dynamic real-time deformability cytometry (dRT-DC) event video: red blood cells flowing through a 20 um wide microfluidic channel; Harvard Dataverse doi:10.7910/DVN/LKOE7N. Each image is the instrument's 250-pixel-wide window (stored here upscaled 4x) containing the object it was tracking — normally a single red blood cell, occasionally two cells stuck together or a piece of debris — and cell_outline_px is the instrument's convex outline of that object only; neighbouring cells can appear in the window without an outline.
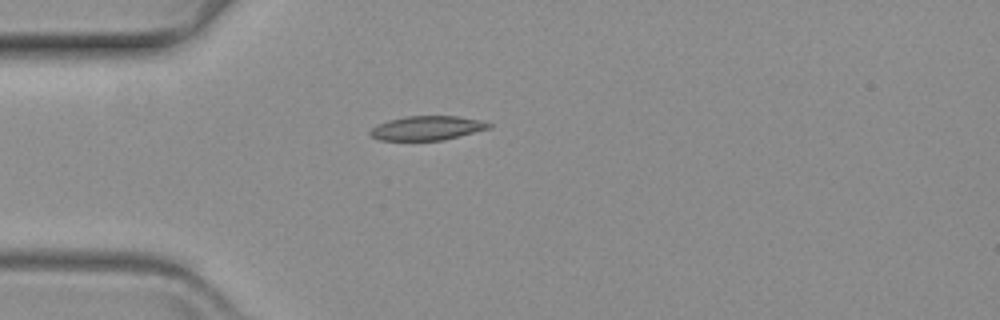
{"species": "common noctule bat (a hibernating species)", "species_latin": "Nyctalus noctula", "temperature_condition": "warm", "stored_images_in_passage": 44, "camera_frame_rate_fps": 3000, "um_per_image_px": 0.085, "animal": {"sex": "female", "body_mass_g": 19.3, "forearm_length_mm": 54.1}, "frame": {"image": 1, "passage_image": 1, "time_ms": 0.0, "image_size_px": [1000, 320], "cell_outline_px": [[492, 128], [444, 140], [380, 140], [372, 136], [368, 132], [376, 124], [388, 120], [404, 116], [456, 116], [480, 120], [492, 124]], "centroid_in_image_um": [36.3, 10.88], "position_along_channel_um": 48.7, "area_um2": 16.82}}
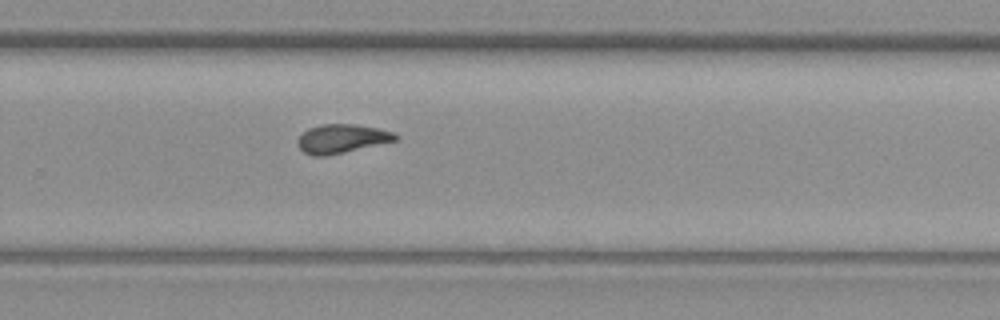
{"frame": {"image": 2, "passage_image": 24, "time_ms": 7.667, "image_size_px": [1000, 320], "cell_outline_px": [[400, 136], [396, 140], [328, 156], [312, 156], [304, 152], [296, 144], [296, 140], [308, 128], [320, 124], [352, 124], [376, 128], [392, 132]], "centroid_in_image_um": [29.0, 11.79], "position_along_channel_um": 300.8, "area_um2": 16.36}}
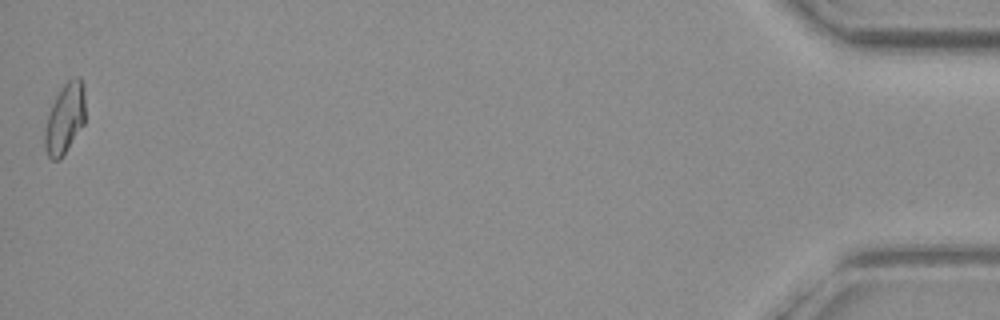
{"frame": {"image": 3, "passage_image": 44, "time_ms": 14.333, "image_size_px": [1000, 320], "cell_outline_px": [[84, 124], [60, 160], [52, 160], [48, 156], [44, 148], [44, 128], [52, 104], [60, 88], [68, 80], [76, 76], [80, 76], [84, 84]], "centroid_in_image_um": [5.51, 10.07], "position_along_channel_um": 429.7, "area_um2": 16.7}}